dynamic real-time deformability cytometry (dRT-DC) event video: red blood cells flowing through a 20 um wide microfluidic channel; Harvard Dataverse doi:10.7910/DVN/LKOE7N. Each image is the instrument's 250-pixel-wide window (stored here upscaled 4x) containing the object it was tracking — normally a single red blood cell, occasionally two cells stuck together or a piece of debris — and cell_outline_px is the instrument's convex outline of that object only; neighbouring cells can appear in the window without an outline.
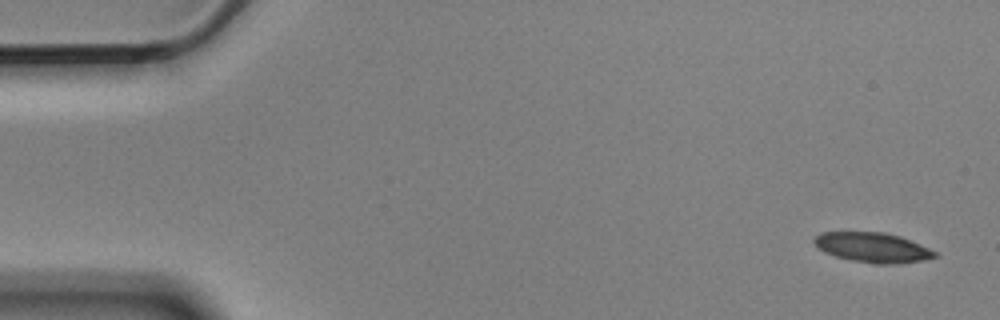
{"species": "Egyptian fruit bat (a non-hibernating species)", "species_latin": "Rousettus aegyptiacus", "temperature_condition": "cold", "stored_images_in_passage": 5, "camera_frame_rate_fps": 3000, "um_per_image_px": 0.085, "animal": {"sex": "male"}, "frame": {"image": 1, "passage_image": 1, "time_ms": 0.0, "image_size_px": [1000, 320], "cell_outline_px": [[940, 256], [924, 260], [884, 264], [876, 264], [852, 260], [836, 256], [824, 252], [812, 240], [820, 232], [884, 232], [900, 236], [920, 244], [936, 252]], "centroid_in_image_um": [74.18, 21.02], "position_along_channel_um": 10.8, "area_um2": 20.75}}
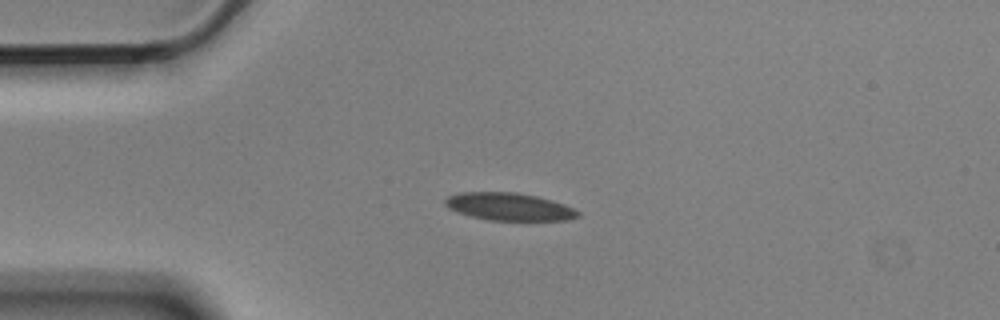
{"frame": {"image": 2, "passage_image": 4, "time_ms": 1.0, "image_size_px": [1000, 320], "cell_outline_px": [[580, 216], [568, 220], [488, 220], [472, 216], [448, 208], [444, 204], [444, 200], [448, 196], [460, 192], [516, 192], [536, 196], [552, 200], [564, 204], [580, 212]], "centroid_in_image_um": [43.28, 17.56], "position_along_channel_um": 41.7, "area_um2": 21.27}}